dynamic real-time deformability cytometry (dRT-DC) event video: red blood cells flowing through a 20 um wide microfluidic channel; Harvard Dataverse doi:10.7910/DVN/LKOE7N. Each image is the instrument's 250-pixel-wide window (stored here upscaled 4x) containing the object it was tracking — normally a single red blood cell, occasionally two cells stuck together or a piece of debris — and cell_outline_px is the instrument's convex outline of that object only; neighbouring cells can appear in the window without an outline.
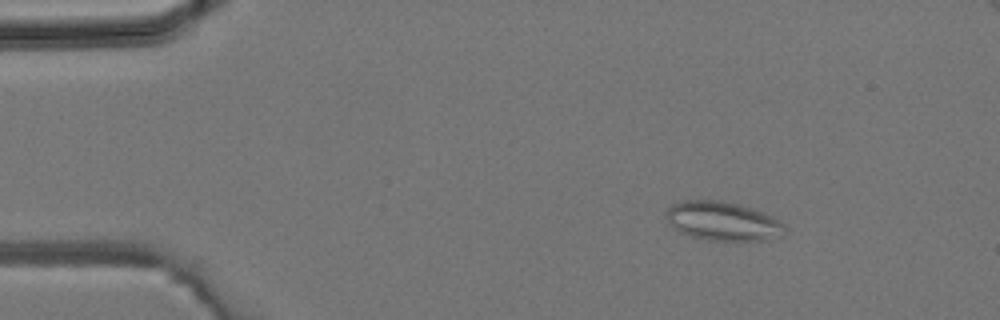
{"species": "common noctule bat (a hibernating species)", "species_latin": "Nyctalus noctula", "temperature_condition": "room temperature", "stored_images_in_passage": 10, "camera_frame_rate_fps": 3000, "um_per_image_px": 0.085, "animal": {"sex": "male", "body_mass_g": 19.2, "forearm_length_mm": 51.8}, "frame": {"image": 1, "passage_image": 6, "time_ms": 1.667, "image_size_px": [1000, 320], "cell_outline_px": [[788, 228], [780, 236], [764, 240], [708, 240], [692, 236], [680, 232], [672, 228], [668, 224], [664, 216], [664, 212], [672, 204], [680, 200], [720, 200], [740, 204], [752, 208], [772, 216], [780, 220]], "centroid_in_image_um": [61.39, 18.78], "position_along_channel_um": 23.6, "area_um2": 27.28}}